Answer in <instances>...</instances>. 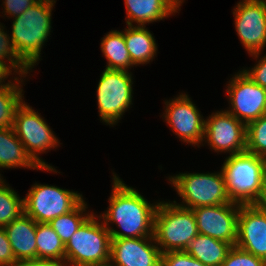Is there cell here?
Here are the masks:
<instances>
[{"label":"cell","instance_id":"cell-1","mask_svg":"<svg viewBox=\"0 0 266 266\" xmlns=\"http://www.w3.org/2000/svg\"><path fill=\"white\" fill-rule=\"evenodd\" d=\"M109 208L99 215L111 239L153 237L154 218L159 202L150 203L138 190L126 185L113 172ZM115 224L120 230L109 227Z\"/></svg>","mask_w":266,"mask_h":266},{"label":"cell","instance_id":"cell-2","mask_svg":"<svg viewBox=\"0 0 266 266\" xmlns=\"http://www.w3.org/2000/svg\"><path fill=\"white\" fill-rule=\"evenodd\" d=\"M221 172L231 203L257 205L266 186L263 157L248 151L229 155Z\"/></svg>","mask_w":266,"mask_h":266},{"label":"cell","instance_id":"cell-3","mask_svg":"<svg viewBox=\"0 0 266 266\" xmlns=\"http://www.w3.org/2000/svg\"><path fill=\"white\" fill-rule=\"evenodd\" d=\"M56 0H39L13 18L11 41L18 57L32 70L41 60V49L51 32Z\"/></svg>","mask_w":266,"mask_h":266},{"label":"cell","instance_id":"cell-4","mask_svg":"<svg viewBox=\"0 0 266 266\" xmlns=\"http://www.w3.org/2000/svg\"><path fill=\"white\" fill-rule=\"evenodd\" d=\"M198 234L191 209L170 201L159 202L154 218L153 237L161 253L185 251Z\"/></svg>","mask_w":266,"mask_h":266},{"label":"cell","instance_id":"cell-5","mask_svg":"<svg viewBox=\"0 0 266 266\" xmlns=\"http://www.w3.org/2000/svg\"><path fill=\"white\" fill-rule=\"evenodd\" d=\"M92 213L65 245L66 266H90L110 261L111 235Z\"/></svg>","mask_w":266,"mask_h":266},{"label":"cell","instance_id":"cell-6","mask_svg":"<svg viewBox=\"0 0 266 266\" xmlns=\"http://www.w3.org/2000/svg\"><path fill=\"white\" fill-rule=\"evenodd\" d=\"M168 180L182 198L180 204L173 202L182 207L193 209L231 203L221 170L216 173H179Z\"/></svg>","mask_w":266,"mask_h":266},{"label":"cell","instance_id":"cell-7","mask_svg":"<svg viewBox=\"0 0 266 266\" xmlns=\"http://www.w3.org/2000/svg\"><path fill=\"white\" fill-rule=\"evenodd\" d=\"M132 78V73L125 70L105 69L102 72L96 89L100 121L113 127L131 107Z\"/></svg>","mask_w":266,"mask_h":266},{"label":"cell","instance_id":"cell-8","mask_svg":"<svg viewBox=\"0 0 266 266\" xmlns=\"http://www.w3.org/2000/svg\"><path fill=\"white\" fill-rule=\"evenodd\" d=\"M13 129L27 154L38 166L52 167L39 154L57 148L60 142L45 119L24 100L15 111Z\"/></svg>","mask_w":266,"mask_h":266},{"label":"cell","instance_id":"cell-9","mask_svg":"<svg viewBox=\"0 0 266 266\" xmlns=\"http://www.w3.org/2000/svg\"><path fill=\"white\" fill-rule=\"evenodd\" d=\"M24 199V213L36 223H49L73 210L82 194L48 184L34 183Z\"/></svg>","mask_w":266,"mask_h":266},{"label":"cell","instance_id":"cell-10","mask_svg":"<svg viewBox=\"0 0 266 266\" xmlns=\"http://www.w3.org/2000/svg\"><path fill=\"white\" fill-rule=\"evenodd\" d=\"M226 92L228 111L246 126L266 114V89L253 82L242 70L229 80Z\"/></svg>","mask_w":266,"mask_h":266},{"label":"cell","instance_id":"cell-11","mask_svg":"<svg viewBox=\"0 0 266 266\" xmlns=\"http://www.w3.org/2000/svg\"><path fill=\"white\" fill-rule=\"evenodd\" d=\"M246 125L226 110L213 112L205 119L204 139L215 152L229 155L246 151Z\"/></svg>","mask_w":266,"mask_h":266},{"label":"cell","instance_id":"cell-12","mask_svg":"<svg viewBox=\"0 0 266 266\" xmlns=\"http://www.w3.org/2000/svg\"><path fill=\"white\" fill-rule=\"evenodd\" d=\"M191 100L185 93L169 101L165 100L163 117L181 141L199 148L204 145L205 119Z\"/></svg>","mask_w":266,"mask_h":266},{"label":"cell","instance_id":"cell-13","mask_svg":"<svg viewBox=\"0 0 266 266\" xmlns=\"http://www.w3.org/2000/svg\"><path fill=\"white\" fill-rule=\"evenodd\" d=\"M235 31L249 55L266 46V0H241L234 7Z\"/></svg>","mask_w":266,"mask_h":266},{"label":"cell","instance_id":"cell-14","mask_svg":"<svg viewBox=\"0 0 266 266\" xmlns=\"http://www.w3.org/2000/svg\"><path fill=\"white\" fill-rule=\"evenodd\" d=\"M240 205L235 203L201 206L191 209L199 234L210 236L233 246L236 245L238 213Z\"/></svg>","mask_w":266,"mask_h":266},{"label":"cell","instance_id":"cell-15","mask_svg":"<svg viewBox=\"0 0 266 266\" xmlns=\"http://www.w3.org/2000/svg\"><path fill=\"white\" fill-rule=\"evenodd\" d=\"M109 262L113 266H161V252L154 237L111 239Z\"/></svg>","mask_w":266,"mask_h":266},{"label":"cell","instance_id":"cell-16","mask_svg":"<svg viewBox=\"0 0 266 266\" xmlns=\"http://www.w3.org/2000/svg\"><path fill=\"white\" fill-rule=\"evenodd\" d=\"M236 246L266 261V212L258 205H240Z\"/></svg>","mask_w":266,"mask_h":266},{"label":"cell","instance_id":"cell-17","mask_svg":"<svg viewBox=\"0 0 266 266\" xmlns=\"http://www.w3.org/2000/svg\"><path fill=\"white\" fill-rule=\"evenodd\" d=\"M37 223L25 213L4 226L17 262L37 259Z\"/></svg>","mask_w":266,"mask_h":266},{"label":"cell","instance_id":"cell-18","mask_svg":"<svg viewBox=\"0 0 266 266\" xmlns=\"http://www.w3.org/2000/svg\"><path fill=\"white\" fill-rule=\"evenodd\" d=\"M21 168L33 170L58 171L52 167H40L25 151L22 142L16 136L13 127L0 128V169L1 168ZM0 178H2L0 174Z\"/></svg>","mask_w":266,"mask_h":266},{"label":"cell","instance_id":"cell-19","mask_svg":"<svg viewBox=\"0 0 266 266\" xmlns=\"http://www.w3.org/2000/svg\"><path fill=\"white\" fill-rule=\"evenodd\" d=\"M126 25L146 26L178 13L167 0H124ZM169 15V16H168Z\"/></svg>","mask_w":266,"mask_h":266},{"label":"cell","instance_id":"cell-20","mask_svg":"<svg viewBox=\"0 0 266 266\" xmlns=\"http://www.w3.org/2000/svg\"><path fill=\"white\" fill-rule=\"evenodd\" d=\"M124 38L134 66L147 65L157 55V43L146 26L127 25Z\"/></svg>","mask_w":266,"mask_h":266},{"label":"cell","instance_id":"cell-21","mask_svg":"<svg viewBox=\"0 0 266 266\" xmlns=\"http://www.w3.org/2000/svg\"><path fill=\"white\" fill-rule=\"evenodd\" d=\"M232 244L198 234L186 247L185 252L206 266H221Z\"/></svg>","mask_w":266,"mask_h":266},{"label":"cell","instance_id":"cell-22","mask_svg":"<svg viewBox=\"0 0 266 266\" xmlns=\"http://www.w3.org/2000/svg\"><path fill=\"white\" fill-rule=\"evenodd\" d=\"M100 47L107 60L105 69L129 71L134 67L126 48L124 31L111 30L102 38Z\"/></svg>","mask_w":266,"mask_h":266},{"label":"cell","instance_id":"cell-23","mask_svg":"<svg viewBox=\"0 0 266 266\" xmlns=\"http://www.w3.org/2000/svg\"><path fill=\"white\" fill-rule=\"evenodd\" d=\"M37 259L65 263V244L48 223L36 225Z\"/></svg>","mask_w":266,"mask_h":266},{"label":"cell","instance_id":"cell-24","mask_svg":"<svg viewBox=\"0 0 266 266\" xmlns=\"http://www.w3.org/2000/svg\"><path fill=\"white\" fill-rule=\"evenodd\" d=\"M87 206L83 199L73 210L54 218L48 223L65 245L82 223L93 213L92 211L87 213Z\"/></svg>","mask_w":266,"mask_h":266},{"label":"cell","instance_id":"cell-25","mask_svg":"<svg viewBox=\"0 0 266 266\" xmlns=\"http://www.w3.org/2000/svg\"><path fill=\"white\" fill-rule=\"evenodd\" d=\"M24 213V199L0 178V226L4 227Z\"/></svg>","mask_w":266,"mask_h":266},{"label":"cell","instance_id":"cell-26","mask_svg":"<svg viewBox=\"0 0 266 266\" xmlns=\"http://www.w3.org/2000/svg\"><path fill=\"white\" fill-rule=\"evenodd\" d=\"M22 86H9L0 89V128L13 127L14 114L23 102Z\"/></svg>","mask_w":266,"mask_h":266},{"label":"cell","instance_id":"cell-27","mask_svg":"<svg viewBox=\"0 0 266 266\" xmlns=\"http://www.w3.org/2000/svg\"><path fill=\"white\" fill-rule=\"evenodd\" d=\"M246 151L266 156V114L246 126Z\"/></svg>","mask_w":266,"mask_h":266},{"label":"cell","instance_id":"cell-28","mask_svg":"<svg viewBox=\"0 0 266 266\" xmlns=\"http://www.w3.org/2000/svg\"><path fill=\"white\" fill-rule=\"evenodd\" d=\"M6 60V61H4ZM0 61L11 63L24 77L31 70L17 55L11 38L0 23Z\"/></svg>","mask_w":266,"mask_h":266},{"label":"cell","instance_id":"cell-29","mask_svg":"<svg viewBox=\"0 0 266 266\" xmlns=\"http://www.w3.org/2000/svg\"><path fill=\"white\" fill-rule=\"evenodd\" d=\"M221 266H266V261L235 245L232 246Z\"/></svg>","mask_w":266,"mask_h":266},{"label":"cell","instance_id":"cell-30","mask_svg":"<svg viewBox=\"0 0 266 266\" xmlns=\"http://www.w3.org/2000/svg\"><path fill=\"white\" fill-rule=\"evenodd\" d=\"M161 266H206L185 251L161 253Z\"/></svg>","mask_w":266,"mask_h":266},{"label":"cell","instance_id":"cell-31","mask_svg":"<svg viewBox=\"0 0 266 266\" xmlns=\"http://www.w3.org/2000/svg\"><path fill=\"white\" fill-rule=\"evenodd\" d=\"M259 53L251 54L250 56L254 57L257 61L256 65L250 69H242V71L255 83L266 89V54L265 56L260 55ZM261 56V57H259ZM258 58V59H257Z\"/></svg>","mask_w":266,"mask_h":266},{"label":"cell","instance_id":"cell-32","mask_svg":"<svg viewBox=\"0 0 266 266\" xmlns=\"http://www.w3.org/2000/svg\"><path fill=\"white\" fill-rule=\"evenodd\" d=\"M16 263L5 229L0 226V266H14Z\"/></svg>","mask_w":266,"mask_h":266},{"label":"cell","instance_id":"cell-33","mask_svg":"<svg viewBox=\"0 0 266 266\" xmlns=\"http://www.w3.org/2000/svg\"><path fill=\"white\" fill-rule=\"evenodd\" d=\"M39 0H4V16L14 18L33 6Z\"/></svg>","mask_w":266,"mask_h":266},{"label":"cell","instance_id":"cell-34","mask_svg":"<svg viewBox=\"0 0 266 266\" xmlns=\"http://www.w3.org/2000/svg\"><path fill=\"white\" fill-rule=\"evenodd\" d=\"M12 71H14L13 75L15 74L16 76L18 74L20 79L19 77H14L15 80H9L7 83H5V80L8 79V76L12 75ZM22 77L25 78L11 63L0 61V89L7 88L9 86H22L21 84H24Z\"/></svg>","mask_w":266,"mask_h":266},{"label":"cell","instance_id":"cell-35","mask_svg":"<svg viewBox=\"0 0 266 266\" xmlns=\"http://www.w3.org/2000/svg\"><path fill=\"white\" fill-rule=\"evenodd\" d=\"M14 266H66V264L56 261L34 259L17 262Z\"/></svg>","mask_w":266,"mask_h":266},{"label":"cell","instance_id":"cell-36","mask_svg":"<svg viewBox=\"0 0 266 266\" xmlns=\"http://www.w3.org/2000/svg\"><path fill=\"white\" fill-rule=\"evenodd\" d=\"M257 205L266 212V186L264 188V192L262 193L261 199L257 203Z\"/></svg>","mask_w":266,"mask_h":266},{"label":"cell","instance_id":"cell-37","mask_svg":"<svg viewBox=\"0 0 266 266\" xmlns=\"http://www.w3.org/2000/svg\"><path fill=\"white\" fill-rule=\"evenodd\" d=\"M170 5L178 12L180 6L182 5V3L184 2V0H167Z\"/></svg>","mask_w":266,"mask_h":266},{"label":"cell","instance_id":"cell-38","mask_svg":"<svg viewBox=\"0 0 266 266\" xmlns=\"http://www.w3.org/2000/svg\"><path fill=\"white\" fill-rule=\"evenodd\" d=\"M90 266H113L110 262L100 265H90Z\"/></svg>","mask_w":266,"mask_h":266},{"label":"cell","instance_id":"cell-39","mask_svg":"<svg viewBox=\"0 0 266 266\" xmlns=\"http://www.w3.org/2000/svg\"><path fill=\"white\" fill-rule=\"evenodd\" d=\"M265 177H266V156L264 157Z\"/></svg>","mask_w":266,"mask_h":266}]
</instances>
